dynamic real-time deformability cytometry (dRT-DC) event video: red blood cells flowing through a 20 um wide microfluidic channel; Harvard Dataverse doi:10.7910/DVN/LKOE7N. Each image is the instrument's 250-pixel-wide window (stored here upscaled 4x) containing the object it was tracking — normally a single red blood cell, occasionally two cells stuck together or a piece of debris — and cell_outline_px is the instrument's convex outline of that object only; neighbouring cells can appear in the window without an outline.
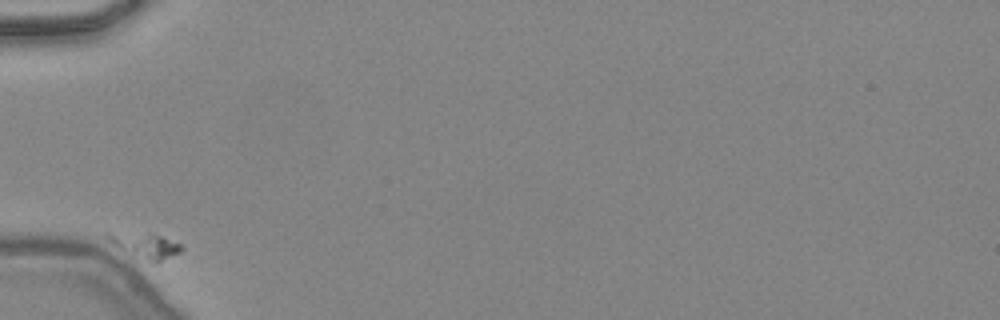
{"species": "common noctule bat (a hibernating species)", "species_latin": "Nyctalus noctula", "temperature_condition": "warm", "stored_images_in_passage": 32, "camera_frame_rate_fps": 3000, "um_per_image_px": 0.085, "animal": {"sex": "female", "body_mass_g": 24.6, "forearm_length_mm": 56.2}, "frame": {"image": 1, "passage_image": 1, "time_ms": 0.0, "image_size_px": [1000, 320], "cell_outline_px": [[184, 248], [180, 252], [156, 264], [120, 248], [104, 232], [152, 232], [180, 244]], "centroid_in_image_um": [12.43, 20.84], "position_along_channel_um": 72.6, "area_um2": 10.58}}
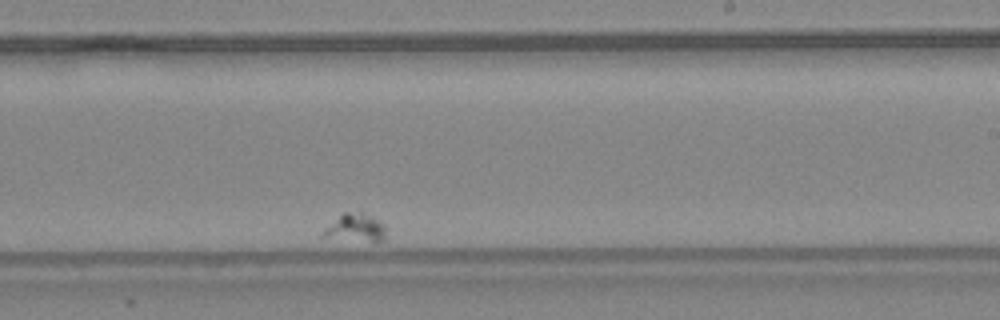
{"frame": {"image": 2, "passage_image": 21, "time_ms": 6.667, "image_size_px": [1000, 320], "cell_outline_px": [[384, 240], [380, 244], [372, 244], [320, 236], [320, 232], [324, 228], [344, 212], [360, 208], [384, 224]], "centroid_in_image_um": [30.24, 19.37], "position_along_channel_um": 258.8, "area_um2": 11.1}}